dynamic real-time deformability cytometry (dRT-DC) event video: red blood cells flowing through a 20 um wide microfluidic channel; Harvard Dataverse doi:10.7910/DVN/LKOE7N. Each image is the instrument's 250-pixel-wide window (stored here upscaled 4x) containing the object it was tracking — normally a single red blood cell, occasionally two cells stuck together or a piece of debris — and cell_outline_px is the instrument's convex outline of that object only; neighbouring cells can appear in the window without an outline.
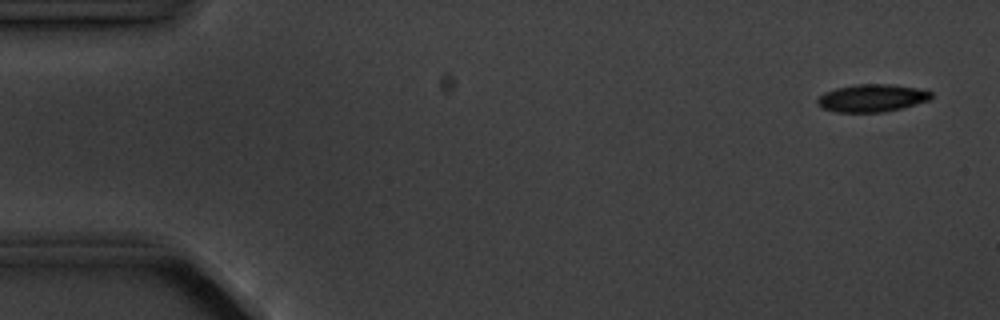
{"species": "common noctule bat (a hibernating species)", "species_latin": "Nyctalus noctula", "temperature_condition": "cold", "stored_images_in_passage": 4, "camera_frame_rate_fps": 3000, "um_per_image_px": 0.085, "animal": {"sex": "male", "body_mass_g": 20.1, "forearm_length_mm": 53.5}, "frame": {"image": 1, "passage_image": 1, "time_ms": 0.0, "image_size_px": [1000, 320], "cell_outline_px": [[932, 96], [928, 100], [900, 108], [884, 112], [836, 112], [820, 108], [816, 104], [816, 100], [824, 92], [836, 88], [856, 84], [892, 84], [916, 88], [932, 92]], "centroid_in_image_um": [74.05, 8.33], "position_along_channel_um": 11.0, "area_um2": 18.26}}